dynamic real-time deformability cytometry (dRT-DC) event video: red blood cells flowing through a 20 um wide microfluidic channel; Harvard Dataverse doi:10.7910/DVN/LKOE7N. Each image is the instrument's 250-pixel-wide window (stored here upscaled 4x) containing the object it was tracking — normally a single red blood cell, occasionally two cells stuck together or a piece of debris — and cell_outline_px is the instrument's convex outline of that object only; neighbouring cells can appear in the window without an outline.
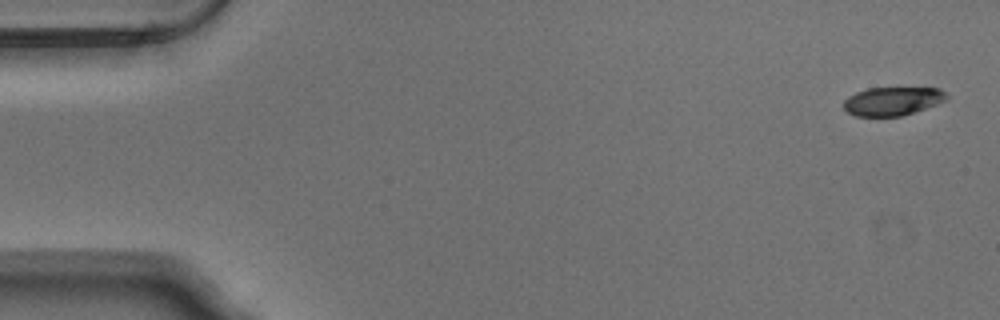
{"species": "Egyptian fruit bat (a non-hibernating species)", "species_latin": "Rousettus aegyptiacus", "temperature_condition": "warm", "stored_images_in_passage": 16, "camera_frame_rate_fps": 3000, "um_per_image_px": 0.085, "animal": {"sex": "male"}, "frame": {"image": 1, "passage_image": 1, "time_ms": 0.0, "image_size_px": [1000, 320], "cell_outline_px": [[948, 100], [900, 116], [856, 116], [848, 112], [844, 108], [844, 100], [848, 96], [856, 92], [868, 88], [940, 88], [948, 96]], "centroid_in_image_um": [75.85, 8.59], "position_along_channel_um": 9.1, "area_um2": 16.94}}
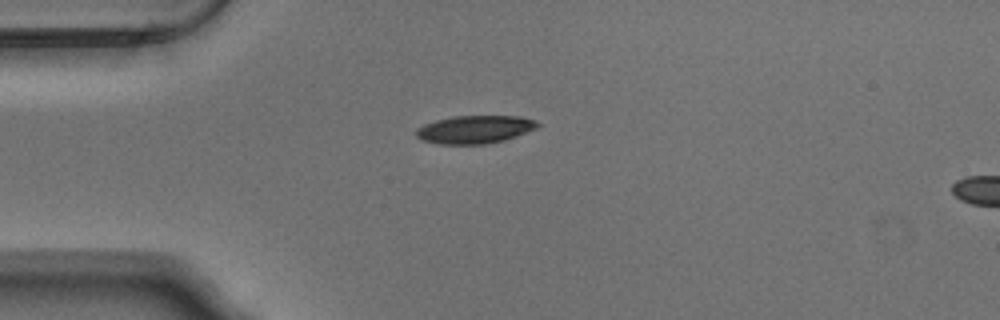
{"frame": {"image": 2, "passage_image": 13, "time_ms": 4.0, "image_size_px": [1000, 320], "cell_outline_px": [[540, 124], [536, 128], [516, 136], [504, 140], [484, 144], [440, 144], [420, 140], [416, 136], [416, 128], [424, 124], [436, 120], [452, 116], [520, 116], [536, 120]], "centroid_in_image_um": [40.33, 11.0], "position_along_channel_um": 44.7, "area_um2": 19.83}}